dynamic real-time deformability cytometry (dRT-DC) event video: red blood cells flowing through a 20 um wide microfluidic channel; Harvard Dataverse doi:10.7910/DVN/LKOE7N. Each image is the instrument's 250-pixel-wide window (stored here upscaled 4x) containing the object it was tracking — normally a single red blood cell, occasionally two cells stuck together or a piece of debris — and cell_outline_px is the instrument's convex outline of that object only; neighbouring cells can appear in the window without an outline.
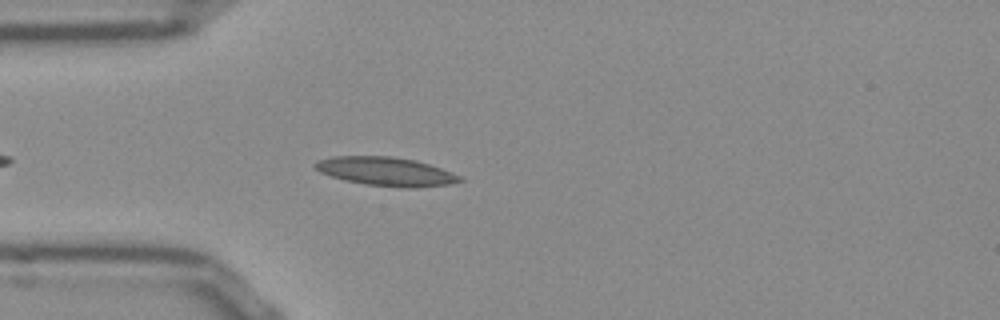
{"species": "Egyptian fruit bat (a non-hibernating species)", "species_latin": "Rousettus aegyptiacus", "temperature_condition": "room temperature", "stored_images_in_passage": 22, "camera_frame_rate_fps": 3000, "um_per_image_px": 0.085, "frame": {"image": 1, "passage_image": 5, "time_ms": 1.333, "image_size_px": [1000, 320], "cell_outline_px": [[464, 180], [448, 184], [416, 188], [408, 188], [364, 184], [344, 180], [320, 172], [312, 164], [316, 160], [332, 156], [392, 156], [416, 160], [452, 172], [460, 176]], "centroid_in_image_um": [32.78, 14.57], "position_along_channel_um": 52.2, "area_um2": 24.22}}
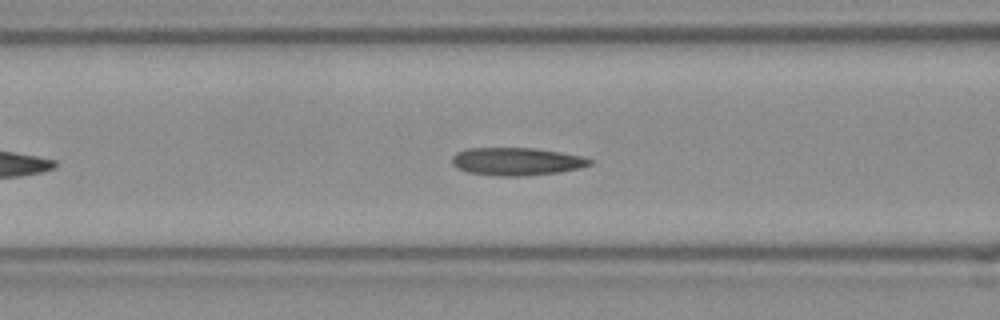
{"frame": {"image": 2, "passage_image": 11, "time_ms": 3.333, "image_size_px": [1000, 320], "cell_outline_px": [[592, 164], [580, 168], [560, 172], [520, 176], [500, 176], [468, 172], [452, 164], [452, 156], [456, 152], [468, 148], [536, 148], [560, 152], [580, 156], [592, 160]], "centroid_in_image_um": [43.91, 13.72], "position_along_channel_um": 122.7, "area_um2": 22.2}}
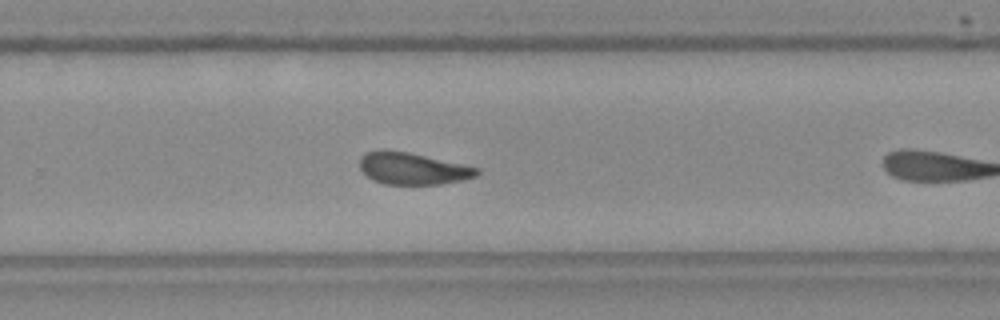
{"frame": {"image": 3, "passage_image": 21, "time_ms": 6.667, "image_size_px": [1000, 320], "cell_outline_px": [[480, 172], [476, 176], [460, 180], [440, 184], [384, 184], [372, 180], [360, 168], [360, 156], [368, 152], [380, 148], [384, 148], [408, 152], [480, 168]], "centroid_in_image_um": [35.04, 14.31], "position_along_channel_um": 294.8, "area_um2": 21.79}}